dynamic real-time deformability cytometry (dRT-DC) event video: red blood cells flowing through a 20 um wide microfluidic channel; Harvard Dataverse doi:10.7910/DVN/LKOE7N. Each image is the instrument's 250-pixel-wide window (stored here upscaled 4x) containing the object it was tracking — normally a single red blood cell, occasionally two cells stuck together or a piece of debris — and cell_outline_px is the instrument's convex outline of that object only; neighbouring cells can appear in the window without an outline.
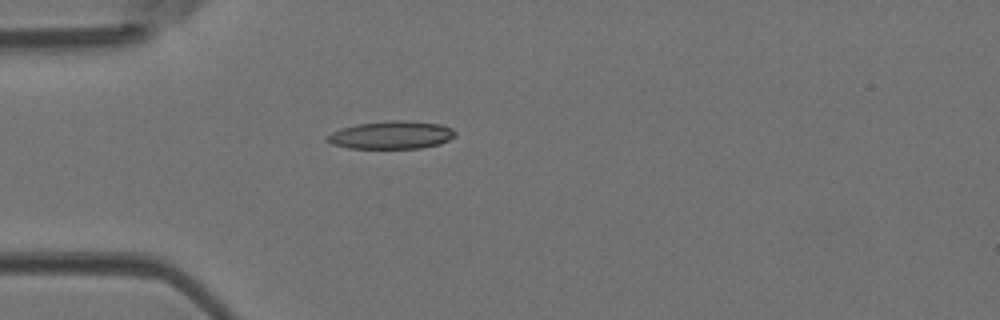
{"species": "Egyptian fruit bat (a non-hibernating species)", "species_latin": "Rousettus aegyptiacus", "temperature_condition": "room temperature", "stored_images_in_passage": 1, "camera_frame_rate_fps": 3000, "um_per_image_px": 0.085, "animal": {"sex": "female"}, "frame": {"image": 1, "passage_image": 1, "time_ms": 0.0, "image_size_px": [1000, 320], "cell_outline_px": [[456, 136], [440, 144], [420, 148], [348, 148], [332, 144], [324, 136], [340, 128], [356, 124], [392, 120], [400, 120], [440, 124], [452, 128], [456, 132]], "centroid_in_image_um": [33.26, 11.47], "position_along_channel_um": 51.7, "area_um2": 20.81}}